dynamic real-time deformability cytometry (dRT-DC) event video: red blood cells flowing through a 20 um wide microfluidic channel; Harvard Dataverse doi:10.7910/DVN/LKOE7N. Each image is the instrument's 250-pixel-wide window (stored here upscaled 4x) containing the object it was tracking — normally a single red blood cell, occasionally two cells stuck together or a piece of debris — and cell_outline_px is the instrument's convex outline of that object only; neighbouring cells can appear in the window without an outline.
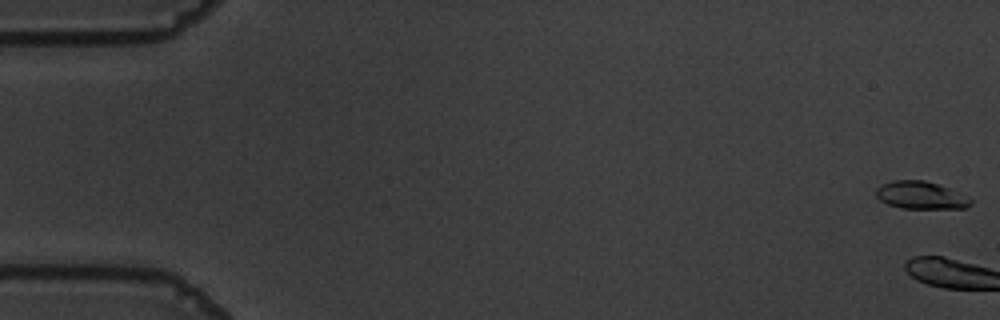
{"species": "common noctule bat (a hibernating species)", "species_latin": "Nyctalus noctula", "temperature_condition": "warm", "stored_images_in_passage": 3, "camera_frame_rate_fps": 3000, "um_per_image_px": 0.085, "animal": {"sex": "male", "body_mass_g": 19.5, "forearm_length_mm": 54.6}, "frame": {"image": 1, "passage_image": 1, "time_ms": 0.0, "image_size_px": [1000, 320], "cell_outline_px": [[972, 200], [964, 208], [900, 208], [888, 204], [880, 200], [876, 196], [876, 188], [880, 184], [892, 180], [924, 180], [948, 188]], "centroid_in_image_um": [78.17, 16.59], "position_along_channel_um": 6.8, "area_um2": 14.91}}